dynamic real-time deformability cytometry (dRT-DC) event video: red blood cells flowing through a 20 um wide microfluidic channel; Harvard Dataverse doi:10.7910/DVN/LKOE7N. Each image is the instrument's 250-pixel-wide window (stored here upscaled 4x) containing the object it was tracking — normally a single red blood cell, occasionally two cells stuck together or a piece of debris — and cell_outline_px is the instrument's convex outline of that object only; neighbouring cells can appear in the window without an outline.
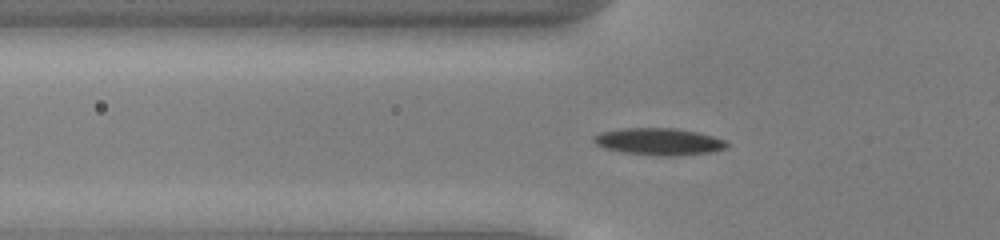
{"species": "common noctule bat (a hibernating species)", "species_latin": "Nyctalus noctula", "temperature_condition": "cold", "stored_images_in_passage": 47, "camera_frame_rate_fps": 3000, "um_per_image_px": 0.085, "animal": {"sex": "male", "body_mass_g": 13.0, "forearm_length_mm": 53.1}, "frame": {"image": 1, "passage_image": 13, "time_ms": 4.0, "image_size_px": [1000, 240], "cell_outline_px": [[728, 148], [712, 152], [680, 156], [660, 156], [624, 152], [604, 148], [596, 144], [592, 140], [592, 136], [600, 132], [620, 128], [676, 128], [696, 132], [712, 136], [724, 140], [728, 144]], "centroid_in_image_um": [56.0, 12.04], "position_along_channel_um": 69.8, "area_um2": 21.1}}
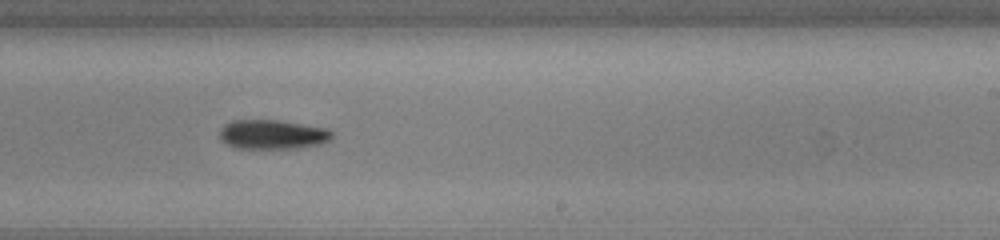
{"frame": {"image": 2, "passage_image": 28, "time_ms": 9.0, "image_size_px": [1000, 240], "cell_outline_px": [[332, 136], [328, 140], [320, 144], [300, 148], [236, 148], [220, 140], [220, 128], [224, 124], [232, 120], [276, 120], [328, 128], [332, 132]], "centroid_in_image_um": [23.14, 11.42], "position_along_channel_um": 265.9, "area_um2": 19.19}}
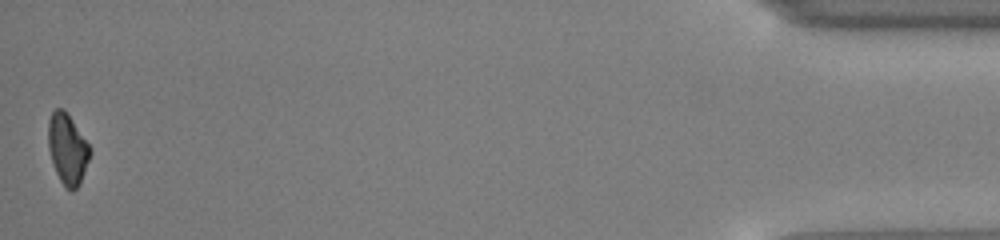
{"frame": {"image": 3, "passage_image": 47, "time_ms": 15.333, "image_size_px": [1000, 240], "cell_outline_px": [[92, 152], [80, 184], [72, 192], [64, 188], [52, 164], [48, 148], [48, 120], [52, 112], [56, 108], [64, 108], [68, 112], [88, 144]], "centroid_in_image_um": [5.73, 12.67], "position_along_channel_um": 429.5, "area_um2": 17.46}, "authors_computed_cell_mechanics": {"area_um2": 18.7272, "velocity_mm_per_s": 3.9583, "shape_relaxation_time_tau1_ms": 2.541, "shape_relaxation_time_tau2_ms": null, "deformation_change_tau1": 0.0997, "deformation_change_tau2": null}}